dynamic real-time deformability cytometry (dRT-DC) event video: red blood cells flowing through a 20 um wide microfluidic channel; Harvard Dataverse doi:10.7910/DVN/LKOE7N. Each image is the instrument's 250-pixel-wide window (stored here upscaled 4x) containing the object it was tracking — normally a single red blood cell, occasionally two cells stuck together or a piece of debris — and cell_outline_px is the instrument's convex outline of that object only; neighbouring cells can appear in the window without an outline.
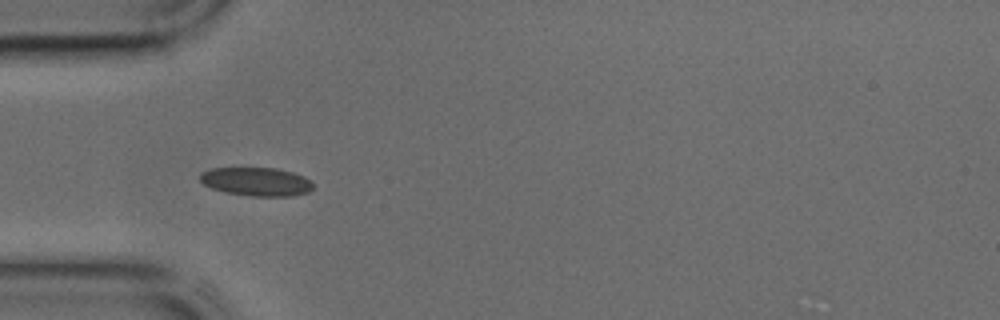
{"species": "common noctule bat (a hibernating species)", "species_latin": "Nyctalus noctula", "temperature_condition": "cold", "stored_images_in_passage": 31, "camera_frame_rate_fps": 3000, "um_per_image_px": 0.085, "animal": {"sex": "male", "body_mass_g": 17.9, "forearm_length_mm": 54.2}, "frame": {"image": 1, "passage_image": 1, "time_ms": 0.0, "image_size_px": [1000, 320], "cell_outline_px": [[312, 188], [308, 192], [292, 196], [252, 196], [224, 192], [212, 188], [204, 184], [200, 180], [200, 172], [208, 168], [276, 168], [292, 172], [304, 176], [312, 180]], "centroid_in_image_um": [21.78, 15.43], "position_along_channel_um": 63.2, "area_um2": 18.9}}
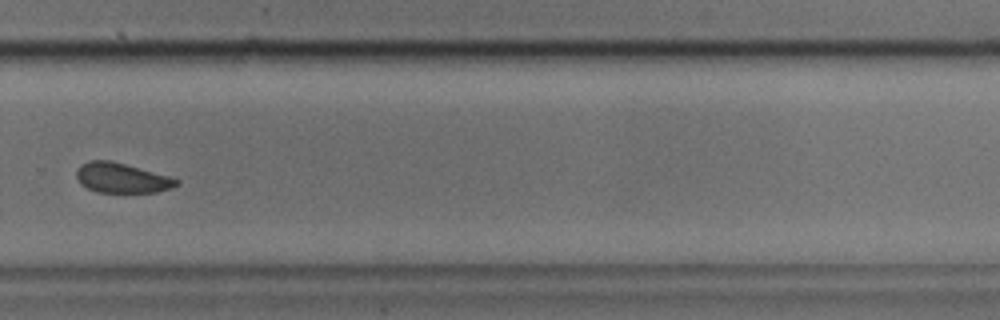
{"frame": {"image": 2, "passage_image": 18, "time_ms": 5.667, "image_size_px": [1000, 320], "cell_outline_px": [[180, 184], [172, 188], [156, 192], [96, 192], [80, 184], [76, 176], [76, 168], [80, 164], [88, 160], [108, 160], [124, 164], [168, 176], [180, 180]], "centroid_in_image_um": [10.31, 15.13], "position_along_channel_um": 319.5, "area_um2": 17.4}}
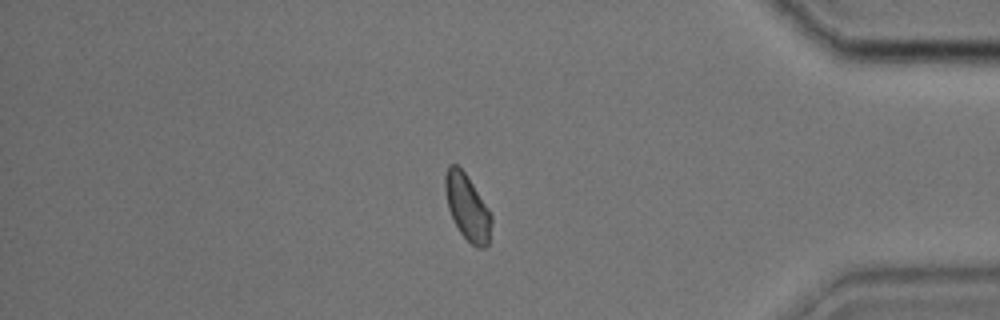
{"frame": {"image": 3, "passage_image": 25, "time_ms": 8.0, "image_size_px": [1000, 320], "cell_outline_px": [[492, 224], [488, 244], [484, 248], [476, 248], [460, 232], [448, 208], [444, 188], [444, 176], [448, 164], [456, 164], [464, 172], [488, 208], [492, 216]], "centroid_in_image_um": [39.72, 17.62], "position_along_channel_um": 395.5, "area_um2": 17.57}}